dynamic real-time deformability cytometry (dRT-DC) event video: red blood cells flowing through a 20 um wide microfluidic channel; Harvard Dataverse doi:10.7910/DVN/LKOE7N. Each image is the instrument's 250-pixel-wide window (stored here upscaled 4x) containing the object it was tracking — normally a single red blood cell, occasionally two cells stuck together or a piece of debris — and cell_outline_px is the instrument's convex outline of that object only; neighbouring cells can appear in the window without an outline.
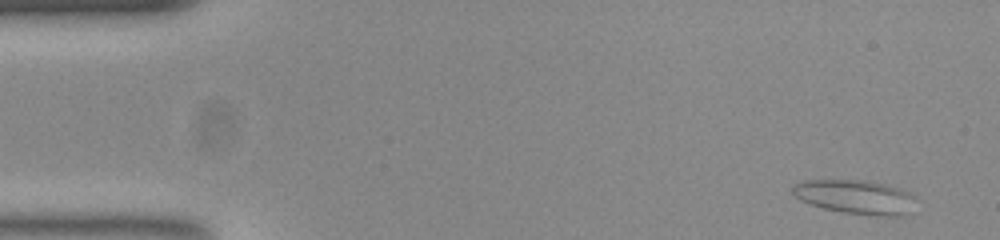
{"species": "common noctule bat (a hibernating species)", "species_latin": "Nyctalus noctula", "temperature_condition": "room temperature", "stored_images_in_passage": 53, "camera_frame_rate_fps": 3000, "um_per_image_px": 0.085, "animal": {"sex": "female", "body_mass_g": 23.0, "forearm_length_mm": 53.4}, "frame": {"image": 1, "passage_image": 3, "time_ms": 0.667, "image_size_px": [1000, 240], "cell_outline_px": [[912, 196], [908, 212], [904, 216], [868, 216], [844, 212], [824, 208], [800, 200], [792, 192], [792, 184], [804, 180], [868, 180], [888, 184], [912, 192]], "centroid_in_image_um": [72.68, 16.72], "position_along_channel_um": 12.3, "area_um2": 24.51}}
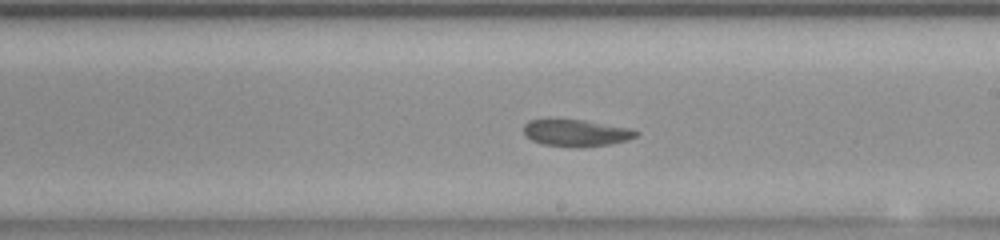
{"frame": {"image": 2, "passage_image": 30, "time_ms": 9.667, "image_size_px": [1000, 240], "cell_outline_px": [[640, 132], [636, 136], [628, 140], [612, 144], [584, 148], [572, 148], [540, 144], [524, 136], [524, 124], [528, 120], [584, 120], [632, 128]], "centroid_in_image_um": [49.0, 11.32], "position_along_channel_um": 240.0, "area_um2": 17.98}}
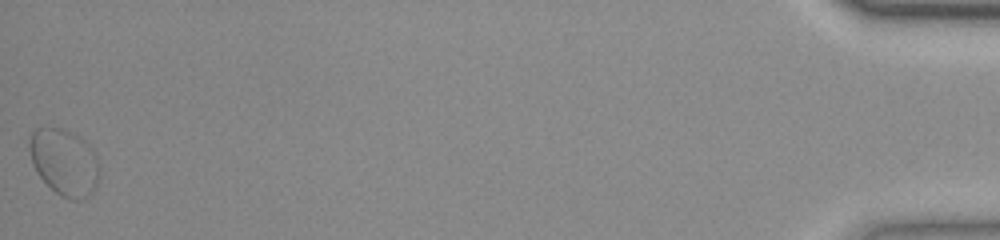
{"frame": {"image": 3, "passage_image": 53, "time_ms": 17.333, "image_size_px": [1000, 240], "cell_outline_px": [[100, 176], [96, 188], [84, 200], [72, 200], [60, 196], [36, 172], [32, 164], [28, 148], [28, 140], [32, 132], [36, 128], [60, 128], [84, 140], [92, 148], [100, 164]], "centroid_in_image_um": [5.48, 13.81], "position_along_channel_um": 429.7, "area_um2": 27.4}, "authors_computed_cell_mechanics": {"area_um2": 18.3226, "velocity_mm_per_s": 3.8098, "shape_relaxation_time_tau1_ms": null, "shape_relaxation_time_tau2_ms": 4.7488, "deformation_change_tau1": null, "deformation_change_tau2": 0.0841}}